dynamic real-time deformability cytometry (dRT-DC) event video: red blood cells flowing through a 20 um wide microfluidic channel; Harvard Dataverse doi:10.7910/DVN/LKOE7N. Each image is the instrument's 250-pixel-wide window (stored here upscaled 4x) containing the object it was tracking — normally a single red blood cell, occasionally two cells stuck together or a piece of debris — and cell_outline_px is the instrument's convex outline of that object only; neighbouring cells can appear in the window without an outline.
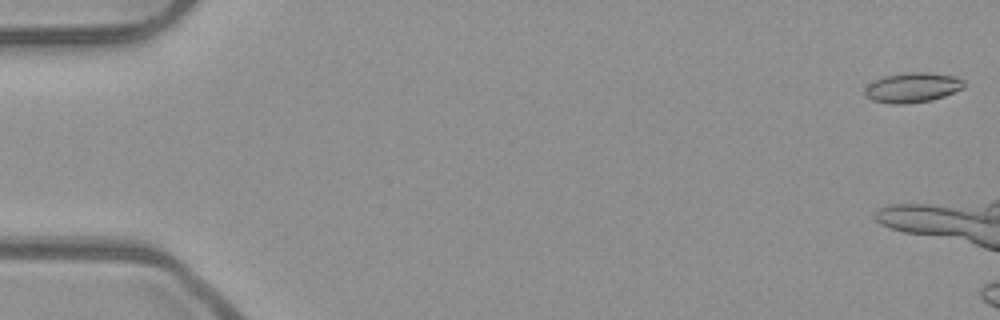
{"species": "common noctule bat (a hibernating species)", "species_latin": "Nyctalus noctula", "temperature_condition": "room temperature", "stored_images_in_passage": 6, "camera_frame_rate_fps": 3000, "um_per_image_px": 0.085, "animal": {"sex": "male", "body_mass_g": 23.1, "forearm_length_mm": 52.7}, "frame": {"image": 1, "passage_image": 1, "time_ms": 0.0, "image_size_px": [1000, 320], "cell_outline_px": [[964, 88], [944, 96], [932, 100], [904, 104], [892, 104], [872, 100], [864, 96], [864, 92], [868, 84], [884, 76], [904, 72], [928, 72], [956, 76], [964, 80]], "centroid_in_image_um": [77.57, 7.43], "position_along_channel_um": 7.4, "area_um2": 17.4}}